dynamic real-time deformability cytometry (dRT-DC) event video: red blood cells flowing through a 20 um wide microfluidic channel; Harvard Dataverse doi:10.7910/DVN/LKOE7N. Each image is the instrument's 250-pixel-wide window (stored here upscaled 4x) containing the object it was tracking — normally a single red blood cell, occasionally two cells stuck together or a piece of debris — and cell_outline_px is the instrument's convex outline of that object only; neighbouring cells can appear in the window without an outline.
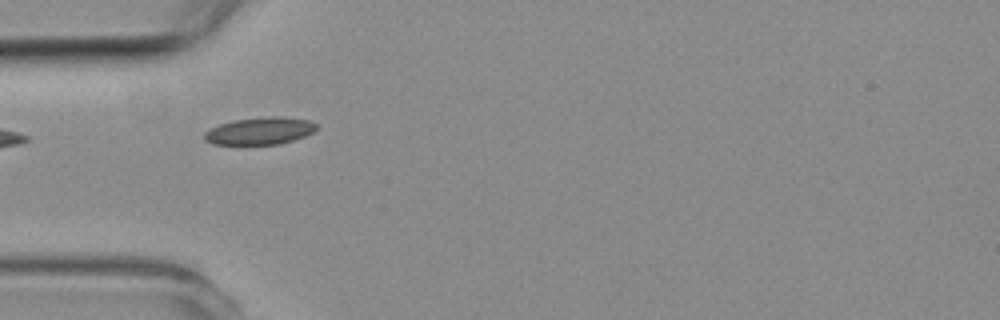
{"species": "common noctule bat (a hibernating species)", "species_latin": "Nyctalus noctula", "temperature_condition": "room temperature", "stored_images_in_passage": 4, "camera_frame_rate_fps": 3000, "um_per_image_px": 0.085, "animal": {"sex": "female", "body_mass_g": 19.3, "forearm_length_mm": 54.1}, "frame": {"image": 1, "passage_image": 2, "time_ms": 2.0, "image_size_px": [1000, 320], "cell_outline_px": [[316, 128], [312, 132], [304, 136], [280, 144], [212, 144], [204, 140], [204, 132], [220, 124], [236, 120], [268, 116], [280, 116], [308, 120], [316, 124]], "centroid_in_image_um": [22.07, 11.13], "position_along_channel_um": 62.9, "area_um2": 17.57}}
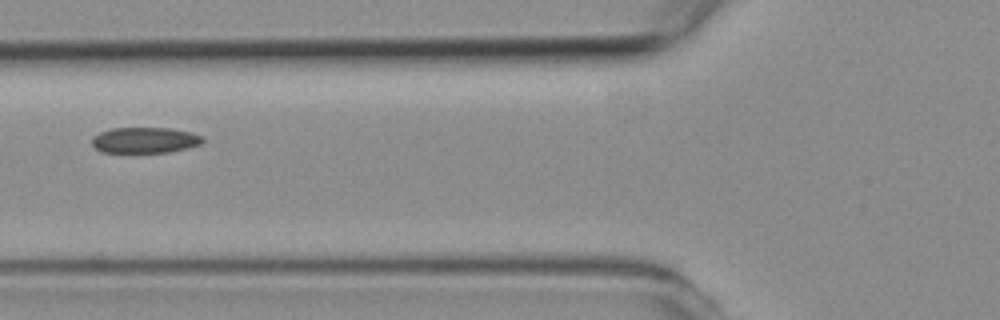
{"frame": {"image": 2, "passage_image": 3, "time_ms": 3.333, "image_size_px": [1000, 320], "cell_outline_px": [[204, 140], [200, 144], [168, 152], [100, 152], [92, 144], [92, 140], [100, 132], [112, 128], [168, 128], [192, 132], [200, 136]], "centroid_in_image_um": [12.3, 11.91], "position_along_channel_um": 113.5, "area_um2": 16.36}}
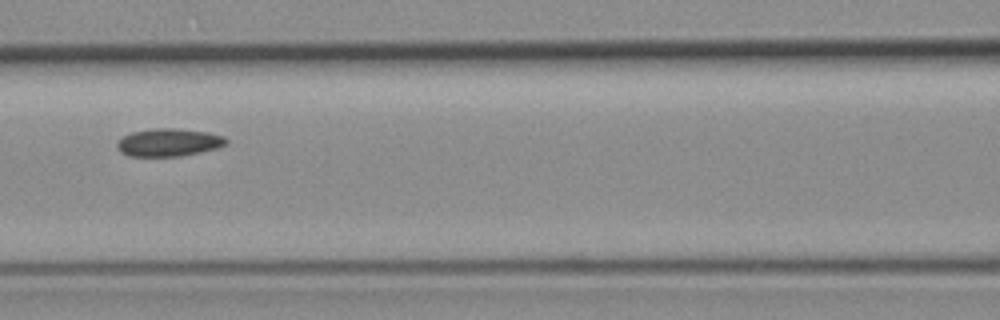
{"frame": {"image": 3, "passage_image": 4, "time_ms": 4.333, "image_size_px": [1000, 320], "cell_outline_px": [[228, 140], [224, 144], [216, 148], [200, 152], [180, 156], [128, 156], [120, 152], [116, 144], [124, 136], [132, 132], [152, 128], [176, 128], [208, 132], [224, 136]], "centroid_in_image_um": [14.33, 12.1], "position_along_channel_um": 152.3, "area_um2": 17.57}}